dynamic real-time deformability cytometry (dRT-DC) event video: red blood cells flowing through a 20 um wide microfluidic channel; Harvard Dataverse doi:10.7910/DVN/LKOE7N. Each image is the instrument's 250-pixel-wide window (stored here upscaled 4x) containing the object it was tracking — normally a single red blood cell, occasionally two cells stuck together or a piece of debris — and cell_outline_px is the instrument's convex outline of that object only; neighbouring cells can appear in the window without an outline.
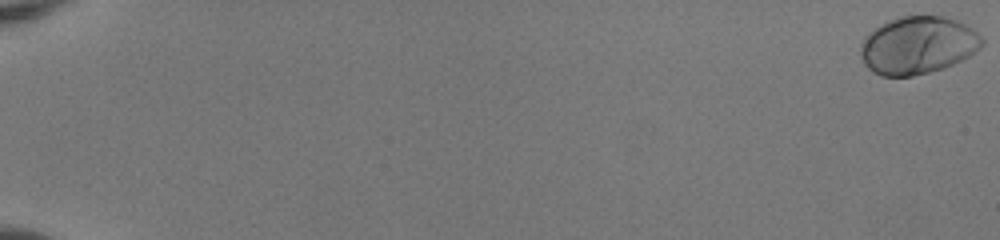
{"species": "human", "species_latin": "Homo sapiens", "temperature_condition": "room temperature", "stored_images_in_passage": 55, "camera_frame_rate_fps": 3000, "um_per_image_px": 0.085, "donor": {"sex": "female"}, "frame": {"image": 1, "passage_image": 1, "time_ms": 0.0, "image_size_px": [1000, 240], "cell_outline_px": [[984, 44], [980, 48], [968, 56], [944, 68], [912, 76], [880, 76], [872, 72], [864, 64], [860, 56], [860, 44], [864, 36], [868, 32], [880, 24], [888, 20], [900, 16], [944, 16], [956, 20], [964, 24], [976, 32], [984, 40]], "centroid_in_image_um": [77.96, 3.85], "position_along_channel_um": 7.0, "area_um2": 40.92}}
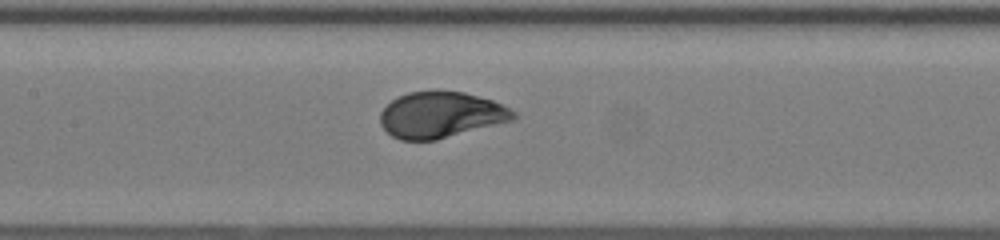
{"frame": {"image": 2, "passage_image": 30, "time_ms": 9.667, "image_size_px": [1000, 240], "cell_outline_px": [[516, 116], [512, 120], [436, 140], [400, 140], [392, 136], [380, 124], [380, 112], [396, 96], [408, 92], [432, 88], [436, 88], [464, 92], [492, 100], [516, 112]], "centroid_in_image_um": [37.42, 9.72], "position_along_channel_um": 170.0, "area_um2": 36.13}}
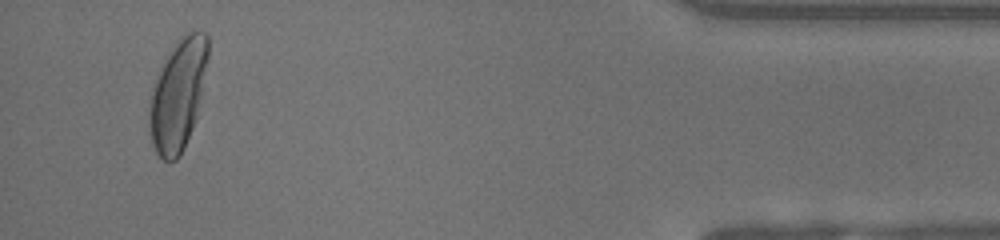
{"frame": {"image": 3, "passage_image": 53, "time_ms": 17.333, "image_size_px": [1000, 240], "cell_outline_px": [[208, 60], [196, 120], [184, 148], [180, 156], [176, 160], [164, 160], [156, 152], [152, 144], [148, 128], [148, 100], [156, 76], [168, 52], [180, 36], [184, 32], [204, 32], [208, 36]], "centroid_in_image_um": [15.1, 8.05], "position_along_channel_um": 420.1, "area_um2": 38.44}, "authors_computed_cell_mechanics": {"area_um2": 36.9342, "velocity_mm_per_s": 3.9597, "shape_relaxation_time_tau1_ms": 2.1515, "shape_relaxation_time_tau2_ms": null, "deformation_change_tau1": 0.1564, "deformation_change_tau2": null}}